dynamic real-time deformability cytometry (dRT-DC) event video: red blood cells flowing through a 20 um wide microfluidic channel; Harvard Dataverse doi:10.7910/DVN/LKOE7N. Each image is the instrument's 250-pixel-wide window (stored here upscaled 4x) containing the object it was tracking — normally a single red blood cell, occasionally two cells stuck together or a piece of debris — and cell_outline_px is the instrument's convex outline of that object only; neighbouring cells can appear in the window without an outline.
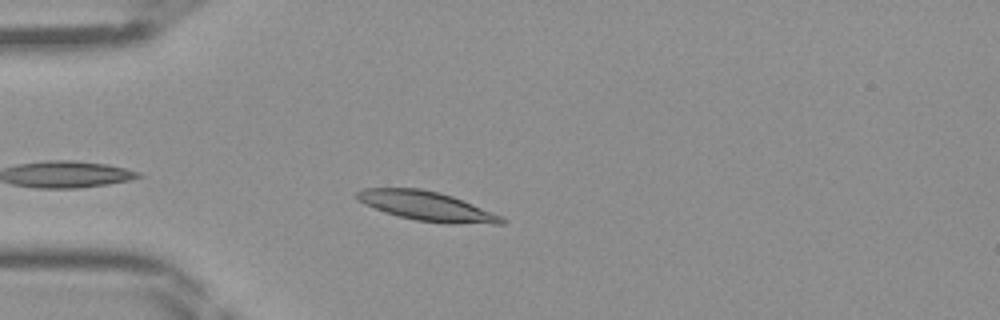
{"species": "Egyptian fruit bat (a non-hibernating species)", "species_latin": "Rousettus aegyptiacus", "temperature_condition": "room temperature", "stored_images_in_passage": 35, "camera_frame_rate_fps": 3000, "um_per_image_px": 0.085, "frame": {"image": 1, "passage_image": 4, "time_ms": 1.0, "image_size_px": [1000, 320], "cell_outline_px": [[508, 220], [504, 224], [448, 224], [416, 220], [400, 216], [364, 204], [356, 196], [356, 192], [364, 188], [420, 188], [440, 192], [452, 196], [472, 204], [500, 216]], "centroid_in_image_um": [36.31, 17.53], "position_along_channel_um": 48.7, "area_um2": 24.45}}
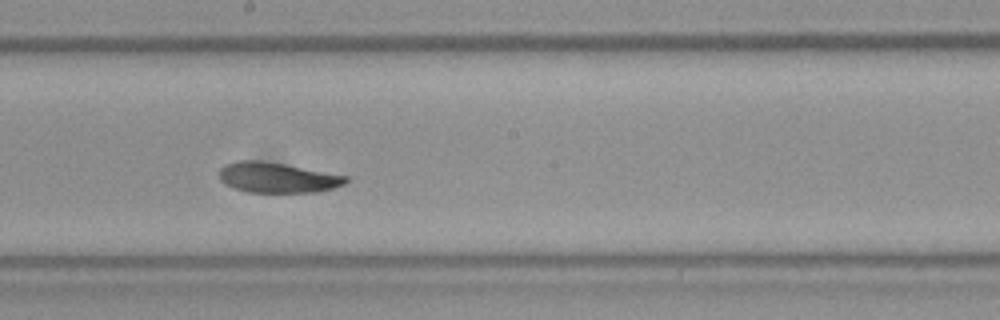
{"frame": {"image": 2, "passage_image": 17, "time_ms": 5.333, "image_size_px": [1000, 320], "cell_outline_px": [[348, 180], [344, 184], [332, 188], [316, 192], [248, 192], [224, 184], [220, 180], [220, 168], [224, 164], [236, 160], [260, 160], [284, 164], [348, 176]], "centroid_in_image_um": [23.54, 15.08], "position_along_channel_um": 224.7, "area_um2": 22.25}}
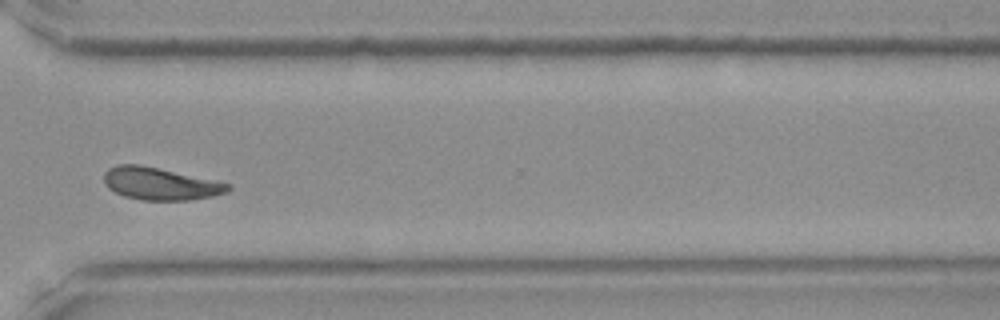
{"frame": {"image": 3, "passage_image": 26, "time_ms": 8.333, "image_size_px": [1000, 320], "cell_outline_px": [[232, 188], [228, 192], [212, 196], [188, 200], [140, 200], [124, 196], [108, 188], [104, 184], [104, 172], [108, 168], [116, 164], [140, 164], [232, 184]], "centroid_in_image_um": [13.6, 15.61], "position_along_channel_um": 357.0, "area_um2": 23.47}}